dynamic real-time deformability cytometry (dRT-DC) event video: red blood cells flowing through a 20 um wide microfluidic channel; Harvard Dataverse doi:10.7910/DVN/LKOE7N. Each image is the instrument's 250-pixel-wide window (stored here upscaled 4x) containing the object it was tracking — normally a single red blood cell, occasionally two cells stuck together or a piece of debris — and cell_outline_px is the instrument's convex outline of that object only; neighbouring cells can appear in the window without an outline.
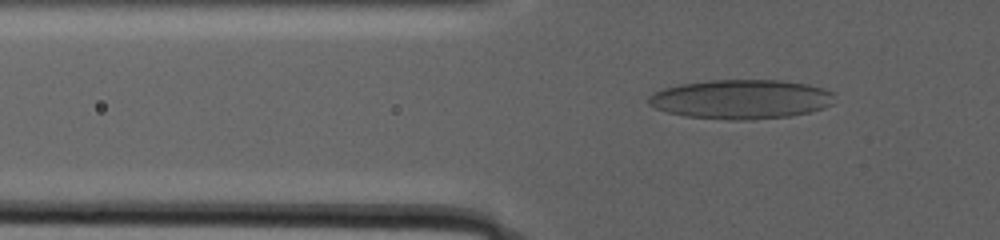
{"species": "human", "species_latin": "Homo sapiens", "temperature_condition": "warm", "stored_images_in_passage": 86, "camera_frame_rate_fps": 3000, "um_per_image_px": 0.085, "donor": {"sex": "male"}, "frame": {"image": 1, "passage_image": 35, "time_ms": 12.0, "image_size_px": [1000, 240], "cell_outline_px": [[832, 104], [824, 108], [808, 112], [788, 116], [752, 120], [728, 120], [684, 116], [668, 112], [656, 108], [648, 104], [648, 96], [664, 88], [680, 84], [712, 80], [780, 80], [808, 84], [824, 88], [832, 92]], "centroid_in_image_um": [62.98, 8.44], "position_along_channel_um": 62.8, "area_um2": 42.6}}
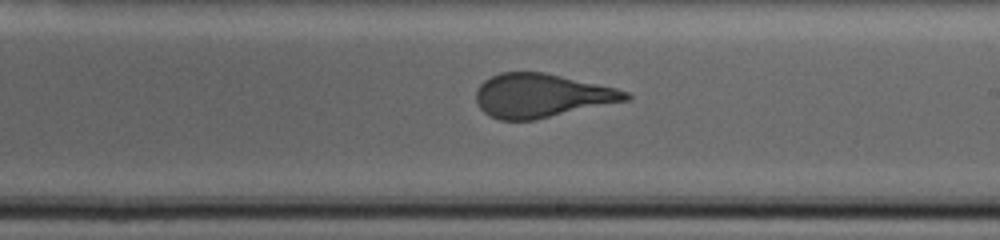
{"frame": {"image": 2, "passage_image": 56, "time_ms": 20.667, "image_size_px": [1000, 240], "cell_outline_px": [[632, 96], [628, 100], [536, 120], [500, 120], [484, 112], [480, 108], [476, 100], [476, 88], [484, 80], [500, 72], [544, 72], [616, 88], [628, 92]], "centroid_in_image_um": [46.01, 8.13], "position_along_channel_um": 243.0, "area_um2": 38.09}}
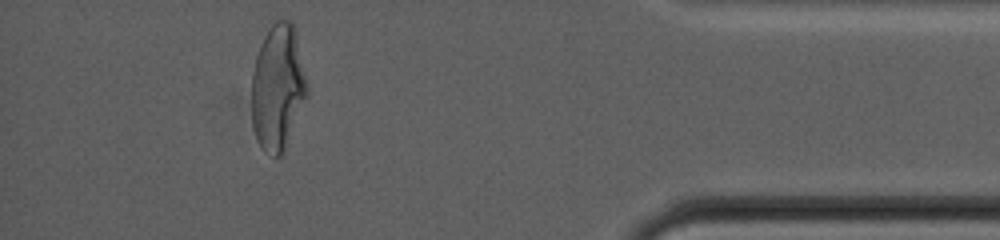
{"frame": {"image": 3, "passage_image": 80, "time_ms": 29.667, "image_size_px": [1000, 240], "cell_outline_px": [[308, 96], [288, 144], [284, 152], [280, 156], [276, 156], [264, 152], [256, 140], [252, 128], [252, 72], [256, 56], [264, 36], [268, 28], [276, 20], [292, 20], [296, 28], [308, 84]], "centroid_in_image_um": [23.64, 7.44], "position_along_channel_um": 411.6, "area_um2": 41.56}}